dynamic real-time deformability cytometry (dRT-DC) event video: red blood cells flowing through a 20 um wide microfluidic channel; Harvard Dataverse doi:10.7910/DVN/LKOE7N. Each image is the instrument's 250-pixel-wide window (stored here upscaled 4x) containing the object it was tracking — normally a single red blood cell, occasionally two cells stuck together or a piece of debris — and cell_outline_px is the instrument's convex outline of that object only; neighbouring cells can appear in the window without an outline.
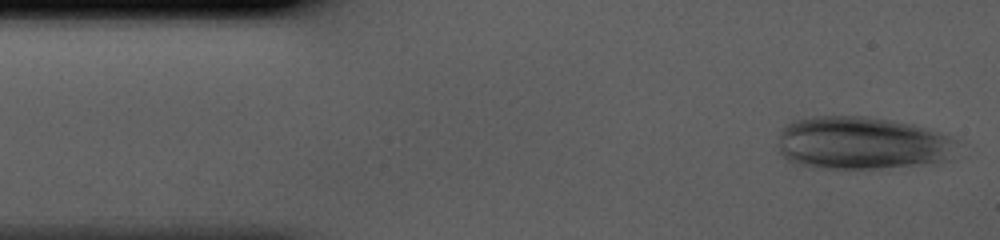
{"species": "human", "species_latin": "Homo sapiens", "temperature_condition": "cold", "stored_images_in_passage": 38, "camera_frame_rate_fps": 3000, "um_per_image_px": 0.085, "donor": {"sex": "male"}, "frame": {"image": 1, "passage_image": 1, "time_ms": 0.0, "image_size_px": [1000, 240], "cell_outline_px": [[964, 156], [952, 160], [932, 164], [880, 168], [812, 168], [796, 164], [788, 160], [780, 152], [780, 132], [784, 124], [792, 120], [812, 116], [864, 116], [892, 120], [912, 124], [940, 132], [964, 144]], "centroid_in_image_um": [73.44, 12.18], "position_along_channel_um": 11.6, "area_um2": 56.88}}
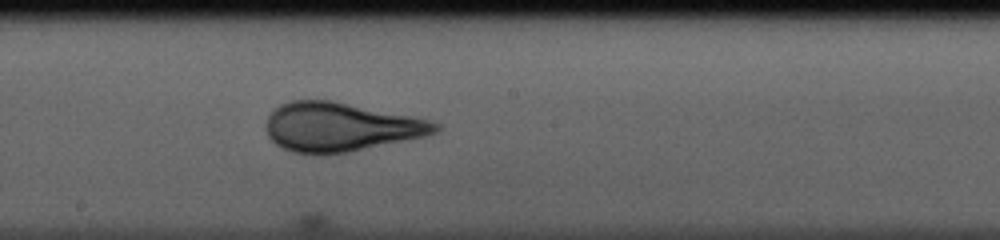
{"frame": {"image": 2, "passage_image": 21, "time_ms": 6.667, "image_size_px": [1000, 240], "cell_outline_px": [[440, 132], [428, 136], [348, 152], [324, 156], [312, 156], [292, 152], [276, 144], [268, 136], [264, 124], [268, 116], [280, 104], [292, 100], [332, 100], [412, 116], [428, 120], [440, 124]], "centroid_in_image_um": [28.93, 10.82], "position_along_channel_um": 219.3, "area_um2": 48.9}}
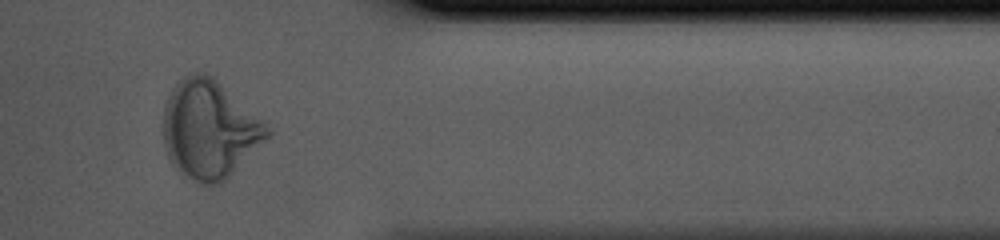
{"frame": {"image": 3, "passage_image": 34, "time_ms": 11.0, "image_size_px": [1000, 240], "cell_outline_px": [[272, 132], [220, 184], [204, 184], [188, 176], [176, 168], [172, 164], [168, 156], [164, 144], [164, 108], [172, 88], [184, 76], [196, 72], [204, 72], [212, 76], [260, 120]], "centroid_in_image_um": [17.74, 10.98], "position_along_channel_um": 393.7, "area_um2": 57.57}}